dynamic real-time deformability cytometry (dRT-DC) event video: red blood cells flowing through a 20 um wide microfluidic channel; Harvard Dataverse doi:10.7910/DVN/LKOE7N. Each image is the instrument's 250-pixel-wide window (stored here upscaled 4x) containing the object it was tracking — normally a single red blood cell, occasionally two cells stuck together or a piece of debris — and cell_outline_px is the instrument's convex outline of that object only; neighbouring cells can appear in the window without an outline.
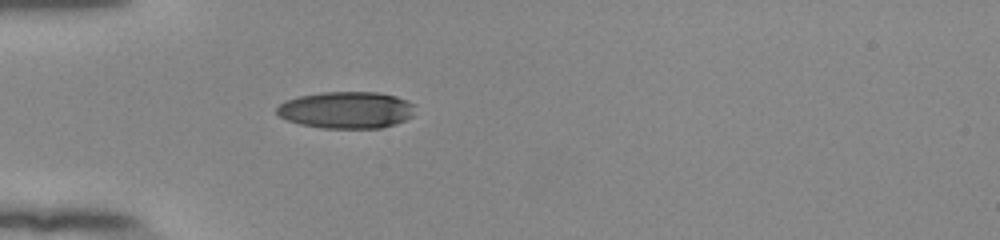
{"species": "human", "species_latin": "Homo sapiens", "temperature_condition": "room temperature", "stored_images_in_passage": 33, "camera_frame_rate_fps": 3000, "um_per_image_px": 0.085, "donor": {"sex": "female"}, "frame": {"image": 1, "passage_image": 1, "time_ms": 0.0, "image_size_px": [1000, 240], "cell_outline_px": [[416, 104], [412, 116], [396, 124], [380, 128], [320, 128], [300, 124], [288, 120], [280, 116], [276, 112], [276, 108], [284, 100], [300, 96], [320, 92], [380, 92], [396, 96], [408, 100]], "centroid_in_image_um": [29.46, 9.34], "position_along_channel_um": 55.5, "area_um2": 29.94}}
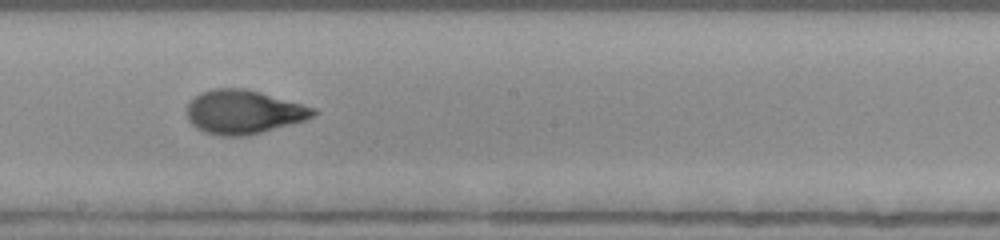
{"frame": {"image": 2, "passage_image": 15, "time_ms": 4.667, "image_size_px": [1000, 240], "cell_outline_px": [[320, 112], [316, 116], [304, 120], [260, 132], [244, 136], [220, 136], [204, 132], [196, 128], [188, 120], [188, 104], [200, 92], [212, 88], [244, 88], [260, 92], [316, 108]], "centroid_in_image_um": [20.71, 9.51], "position_along_channel_um": 227.5, "area_um2": 32.14}}
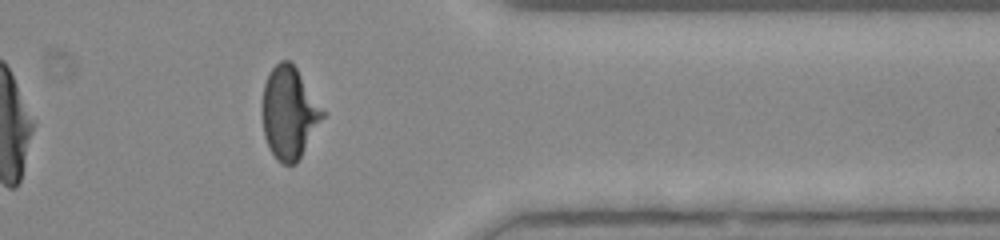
{"frame": {"image": 3, "passage_image": 28, "time_ms": 9.0, "image_size_px": [1000, 240], "cell_outline_px": [[328, 112], [296, 164], [284, 164], [276, 160], [264, 136], [264, 84], [272, 68], [280, 60], [288, 60], [296, 68]], "centroid_in_image_um": [24.65, 9.59], "position_along_channel_um": 386.8, "area_um2": 32.25}, "authors_computed_cell_mechanics": {"area_um2": 32.1368, "velocity_mm_per_s": 3.9132, "shape_relaxation_time_tau1_ms": 4.5389, "shape_relaxation_time_tau2_ms": 0.8699, "deformation_change_tau1": 0.1897, "deformation_change_tau2": 0.0686}}